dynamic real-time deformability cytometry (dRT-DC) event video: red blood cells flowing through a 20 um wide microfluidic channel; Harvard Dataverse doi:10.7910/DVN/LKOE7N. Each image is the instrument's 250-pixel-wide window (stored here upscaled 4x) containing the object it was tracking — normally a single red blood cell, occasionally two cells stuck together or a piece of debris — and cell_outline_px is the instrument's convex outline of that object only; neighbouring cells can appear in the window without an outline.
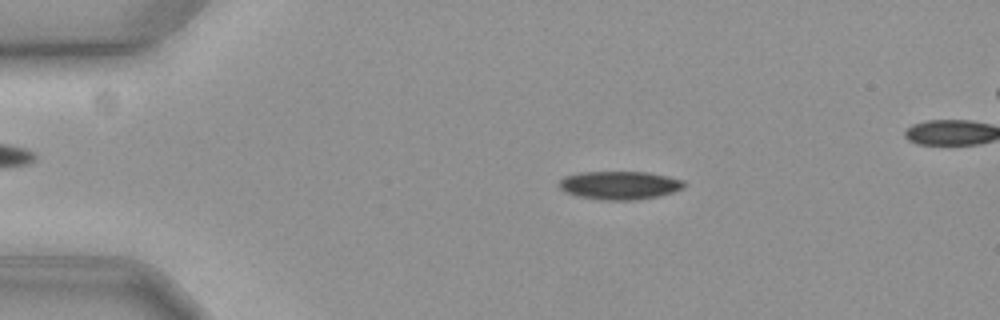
{"species": "common noctule bat (a hibernating species)", "species_latin": "Nyctalus noctula", "temperature_condition": "cold", "stored_images_in_passage": 59, "segment_of_instrument_passage": [1, 2], "camera_frame_rate_fps": 3000, "um_per_image_px": 0.085, "animal": {"sex": "female", "body_mass_g": 19.3, "forearm_length_mm": 54.1}, "frame": {"image": 1, "passage_image": 11, "time_ms": 3.333, "image_size_px": [1000, 320], "cell_outline_px": [[688, 184], [684, 188], [660, 196], [636, 200], [604, 200], [580, 196], [564, 192], [560, 188], [560, 180], [564, 176], [580, 172], [648, 172], [668, 176], [684, 180]], "centroid_in_image_um": [52.72, 15.74], "position_along_channel_um": 32.3, "area_um2": 20.75}}
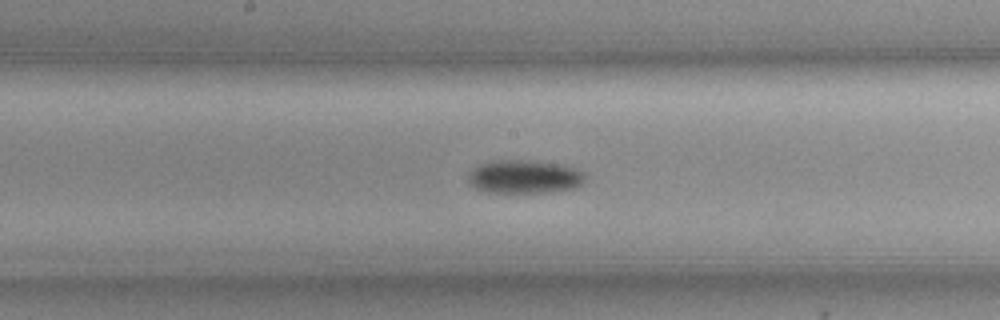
{"frame": {"image": 2, "passage_image": 30, "time_ms": 9.667, "image_size_px": [1000, 320], "cell_outline_px": [[588, 176], [576, 188], [552, 192], [484, 192], [472, 188], [468, 184], [468, 172], [484, 164], [504, 160], [516, 160], [568, 164], [584, 172]], "centroid_in_image_um": [44.62, 15.04], "position_along_channel_um": 203.6, "area_um2": 22.89}}
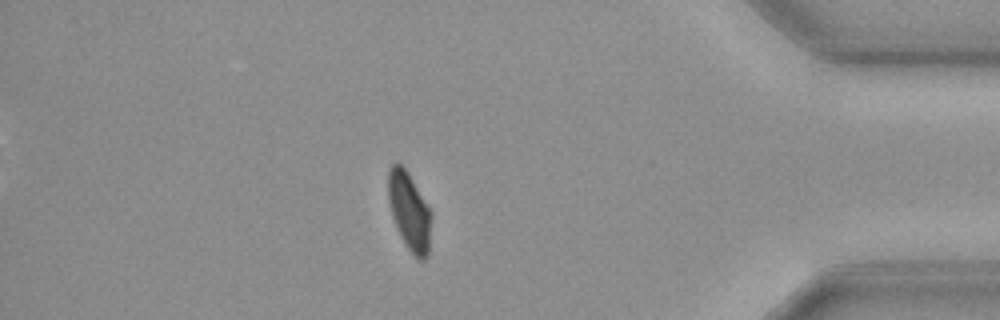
{"frame": {"image": 3, "passage_image": 50, "time_ms": 16.333, "image_size_px": [1000, 320], "cell_outline_px": [[432, 216], [428, 256], [424, 260], [420, 260], [408, 248], [400, 236], [392, 216], [388, 200], [388, 172], [392, 164], [400, 164], [408, 172], [432, 212]], "centroid_in_image_um": [34.81, 17.97], "position_along_channel_um": 400.4, "area_um2": 19.54}}